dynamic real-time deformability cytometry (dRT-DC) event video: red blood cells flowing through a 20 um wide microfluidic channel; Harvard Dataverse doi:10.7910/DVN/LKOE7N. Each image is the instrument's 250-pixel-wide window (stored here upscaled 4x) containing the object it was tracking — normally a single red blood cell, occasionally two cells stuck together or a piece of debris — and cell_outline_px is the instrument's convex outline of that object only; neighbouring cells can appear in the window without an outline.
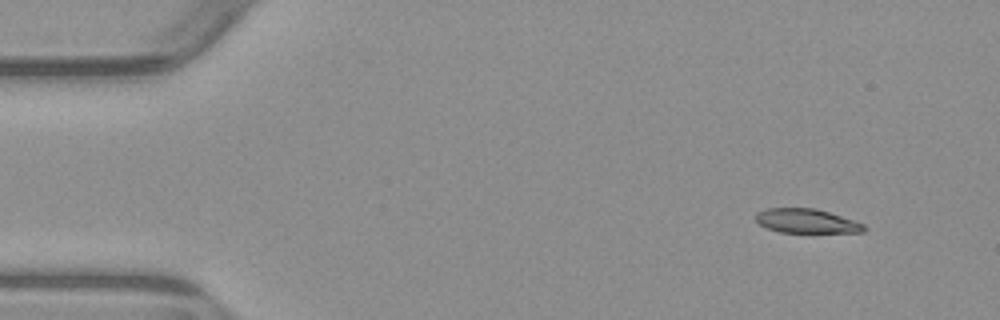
{"species": "common noctule bat (a hibernating species)", "species_latin": "Nyctalus noctula", "temperature_condition": "warm", "stored_images_in_passage": 5, "segment_of_instrument_passage": [1, 2], "camera_frame_rate_fps": 3000, "um_per_image_px": 0.085, "animal": {"sex": "male", "body_mass_g": 23.1, "forearm_length_mm": 52.7}, "frame": {"image": 1, "passage_image": 1, "time_ms": 0.0, "image_size_px": [1000, 320], "cell_outline_px": [[868, 228], [864, 232], [780, 232], [768, 228], [760, 224], [756, 220], [756, 212], [768, 208], [816, 208], [864, 224]], "centroid_in_image_um": [68.55, 18.78], "position_along_channel_um": 16.4, "area_um2": 15.09}}
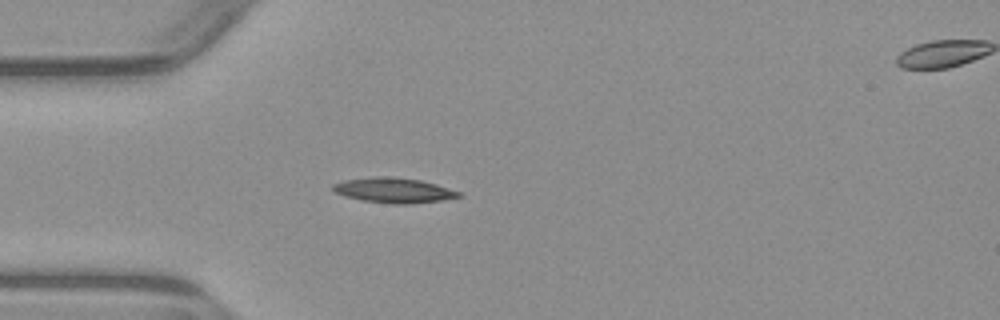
{"frame": {"image": 2, "passage_image": 4, "time_ms": 3.333, "image_size_px": [1000, 320], "cell_outline_px": [[464, 196], [440, 200], [408, 204], [392, 204], [360, 200], [344, 196], [336, 192], [332, 188], [332, 184], [344, 180], [372, 176], [392, 176], [420, 180], [436, 184], [460, 192]], "centroid_in_image_um": [33.44, 16.17], "position_along_channel_um": 51.6, "area_um2": 18.44}}